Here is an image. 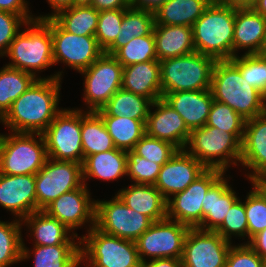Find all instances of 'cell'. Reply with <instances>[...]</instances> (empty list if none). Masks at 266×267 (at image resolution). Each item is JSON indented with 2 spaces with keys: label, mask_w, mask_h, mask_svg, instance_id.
I'll use <instances>...</instances> for the list:
<instances>
[{
  "label": "cell",
  "mask_w": 266,
  "mask_h": 267,
  "mask_svg": "<svg viewBox=\"0 0 266 267\" xmlns=\"http://www.w3.org/2000/svg\"><path fill=\"white\" fill-rule=\"evenodd\" d=\"M61 79H37L0 119L14 133H43L59 109Z\"/></svg>",
  "instance_id": "obj_1"
},
{
  "label": "cell",
  "mask_w": 266,
  "mask_h": 267,
  "mask_svg": "<svg viewBox=\"0 0 266 267\" xmlns=\"http://www.w3.org/2000/svg\"><path fill=\"white\" fill-rule=\"evenodd\" d=\"M16 35L4 56L8 57L7 66L28 72L38 79H62V72L48 77H39L37 73L54 65L51 37V17L34 19ZM38 71V72H37ZM37 72V73H36Z\"/></svg>",
  "instance_id": "obj_2"
},
{
  "label": "cell",
  "mask_w": 266,
  "mask_h": 267,
  "mask_svg": "<svg viewBox=\"0 0 266 267\" xmlns=\"http://www.w3.org/2000/svg\"><path fill=\"white\" fill-rule=\"evenodd\" d=\"M210 90L215 101L227 104L245 120L266 112L264 95L243 79L230 60H216Z\"/></svg>",
  "instance_id": "obj_3"
},
{
  "label": "cell",
  "mask_w": 266,
  "mask_h": 267,
  "mask_svg": "<svg viewBox=\"0 0 266 267\" xmlns=\"http://www.w3.org/2000/svg\"><path fill=\"white\" fill-rule=\"evenodd\" d=\"M234 22L235 6L211 2L192 26L195 52L215 60L233 58Z\"/></svg>",
  "instance_id": "obj_4"
},
{
  "label": "cell",
  "mask_w": 266,
  "mask_h": 267,
  "mask_svg": "<svg viewBox=\"0 0 266 267\" xmlns=\"http://www.w3.org/2000/svg\"><path fill=\"white\" fill-rule=\"evenodd\" d=\"M244 133H228L213 126L191 130L185 150L206 169L226 172L230 165L238 166Z\"/></svg>",
  "instance_id": "obj_5"
},
{
  "label": "cell",
  "mask_w": 266,
  "mask_h": 267,
  "mask_svg": "<svg viewBox=\"0 0 266 267\" xmlns=\"http://www.w3.org/2000/svg\"><path fill=\"white\" fill-rule=\"evenodd\" d=\"M80 258L81 263L88 262L86 267L143 266L135 242L106 234L95 226L80 237Z\"/></svg>",
  "instance_id": "obj_6"
},
{
  "label": "cell",
  "mask_w": 266,
  "mask_h": 267,
  "mask_svg": "<svg viewBox=\"0 0 266 267\" xmlns=\"http://www.w3.org/2000/svg\"><path fill=\"white\" fill-rule=\"evenodd\" d=\"M215 62L199 52L161 60L162 98L172 92L210 89Z\"/></svg>",
  "instance_id": "obj_7"
},
{
  "label": "cell",
  "mask_w": 266,
  "mask_h": 267,
  "mask_svg": "<svg viewBox=\"0 0 266 267\" xmlns=\"http://www.w3.org/2000/svg\"><path fill=\"white\" fill-rule=\"evenodd\" d=\"M37 136V138H35ZM48 159L41 133H3L0 137V173L35 175Z\"/></svg>",
  "instance_id": "obj_8"
},
{
  "label": "cell",
  "mask_w": 266,
  "mask_h": 267,
  "mask_svg": "<svg viewBox=\"0 0 266 267\" xmlns=\"http://www.w3.org/2000/svg\"><path fill=\"white\" fill-rule=\"evenodd\" d=\"M42 134L48 158L83 163L81 108H63Z\"/></svg>",
  "instance_id": "obj_9"
},
{
  "label": "cell",
  "mask_w": 266,
  "mask_h": 267,
  "mask_svg": "<svg viewBox=\"0 0 266 267\" xmlns=\"http://www.w3.org/2000/svg\"><path fill=\"white\" fill-rule=\"evenodd\" d=\"M153 221L129 208L115 194L111 200H95V227L102 232L135 242Z\"/></svg>",
  "instance_id": "obj_10"
},
{
  "label": "cell",
  "mask_w": 266,
  "mask_h": 267,
  "mask_svg": "<svg viewBox=\"0 0 266 267\" xmlns=\"http://www.w3.org/2000/svg\"><path fill=\"white\" fill-rule=\"evenodd\" d=\"M83 185L82 164L48 158L35 174L37 211L44 210L60 195Z\"/></svg>",
  "instance_id": "obj_11"
},
{
  "label": "cell",
  "mask_w": 266,
  "mask_h": 267,
  "mask_svg": "<svg viewBox=\"0 0 266 267\" xmlns=\"http://www.w3.org/2000/svg\"><path fill=\"white\" fill-rule=\"evenodd\" d=\"M123 68L113 55L103 53L91 66L80 72L84 75L86 111L100 110L121 89Z\"/></svg>",
  "instance_id": "obj_12"
},
{
  "label": "cell",
  "mask_w": 266,
  "mask_h": 267,
  "mask_svg": "<svg viewBox=\"0 0 266 267\" xmlns=\"http://www.w3.org/2000/svg\"><path fill=\"white\" fill-rule=\"evenodd\" d=\"M189 228L187 225L167 217L153 222L135 241L142 264L146 262L145 257H150L151 260L158 258L181 259Z\"/></svg>",
  "instance_id": "obj_13"
},
{
  "label": "cell",
  "mask_w": 266,
  "mask_h": 267,
  "mask_svg": "<svg viewBox=\"0 0 266 267\" xmlns=\"http://www.w3.org/2000/svg\"><path fill=\"white\" fill-rule=\"evenodd\" d=\"M51 37L54 65L61 62L79 73L104 53L95 36L75 35L65 31L52 17Z\"/></svg>",
  "instance_id": "obj_14"
},
{
  "label": "cell",
  "mask_w": 266,
  "mask_h": 267,
  "mask_svg": "<svg viewBox=\"0 0 266 267\" xmlns=\"http://www.w3.org/2000/svg\"><path fill=\"white\" fill-rule=\"evenodd\" d=\"M224 173L218 169H206L184 191L170 197L167 200V218L197 228L202 223L205 195Z\"/></svg>",
  "instance_id": "obj_15"
},
{
  "label": "cell",
  "mask_w": 266,
  "mask_h": 267,
  "mask_svg": "<svg viewBox=\"0 0 266 267\" xmlns=\"http://www.w3.org/2000/svg\"><path fill=\"white\" fill-rule=\"evenodd\" d=\"M232 242L215 231L189 228L184 242L182 267H225Z\"/></svg>",
  "instance_id": "obj_16"
},
{
  "label": "cell",
  "mask_w": 266,
  "mask_h": 267,
  "mask_svg": "<svg viewBox=\"0 0 266 267\" xmlns=\"http://www.w3.org/2000/svg\"><path fill=\"white\" fill-rule=\"evenodd\" d=\"M88 187L83 186L60 195L44 211L58 219L73 233V229L90 223L89 229L95 226V200L90 198ZM92 199V200H91Z\"/></svg>",
  "instance_id": "obj_17"
},
{
  "label": "cell",
  "mask_w": 266,
  "mask_h": 267,
  "mask_svg": "<svg viewBox=\"0 0 266 267\" xmlns=\"http://www.w3.org/2000/svg\"><path fill=\"white\" fill-rule=\"evenodd\" d=\"M205 170L206 168L185 149H178L171 159L161 166L154 186L168 200L170 196L184 191Z\"/></svg>",
  "instance_id": "obj_18"
},
{
  "label": "cell",
  "mask_w": 266,
  "mask_h": 267,
  "mask_svg": "<svg viewBox=\"0 0 266 267\" xmlns=\"http://www.w3.org/2000/svg\"><path fill=\"white\" fill-rule=\"evenodd\" d=\"M0 206L19 220L37 211L35 175L0 173Z\"/></svg>",
  "instance_id": "obj_19"
},
{
  "label": "cell",
  "mask_w": 266,
  "mask_h": 267,
  "mask_svg": "<svg viewBox=\"0 0 266 267\" xmlns=\"http://www.w3.org/2000/svg\"><path fill=\"white\" fill-rule=\"evenodd\" d=\"M152 107L156 108L153 112ZM190 132L182 117L163 98L152 102L146 122V134L168 141L178 149H184Z\"/></svg>",
  "instance_id": "obj_20"
},
{
  "label": "cell",
  "mask_w": 266,
  "mask_h": 267,
  "mask_svg": "<svg viewBox=\"0 0 266 267\" xmlns=\"http://www.w3.org/2000/svg\"><path fill=\"white\" fill-rule=\"evenodd\" d=\"M240 163L251 170L249 180L266 172V112L246 120Z\"/></svg>",
  "instance_id": "obj_21"
},
{
  "label": "cell",
  "mask_w": 266,
  "mask_h": 267,
  "mask_svg": "<svg viewBox=\"0 0 266 267\" xmlns=\"http://www.w3.org/2000/svg\"><path fill=\"white\" fill-rule=\"evenodd\" d=\"M265 31L266 17L252 7L235 6L233 57L238 56L239 49H246L247 55L260 54Z\"/></svg>",
  "instance_id": "obj_22"
},
{
  "label": "cell",
  "mask_w": 266,
  "mask_h": 267,
  "mask_svg": "<svg viewBox=\"0 0 266 267\" xmlns=\"http://www.w3.org/2000/svg\"><path fill=\"white\" fill-rule=\"evenodd\" d=\"M163 99L182 117L190 131L206 125L214 101L210 89L167 93Z\"/></svg>",
  "instance_id": "obj_23"
},
{
  "label": "cell",
  "mask_w": 266,
  "mask_h": 267,
  "mask_svg": "<svg viewBox=\"0 0 266 267\" xmlns=\"http://www.w3.org/2000/svg\"><path fill=\"white\" fill-rule=\"evenodd\" d=\"M121 88L145 96L152 102L162 98L160 61L135 63L124 67Z\"/></svg>",
  "instance_id": "obj_24"
},
{
  "label": "cell",
  "mask_w": 266,
  "mask_h": 267,
  "mask_svg": "<svg viewBox=\"0 0 266 267\" xmlns=\"http://www.w3.org/2000/svg\"><path fill=\"white\" fill-rule=\"evenodd\" d=\"M28 227L34 238V245L54 246L59 244H80V237L77 233L70 234V231L58 219L49 216L44 210L31 213L22 220ZM70 236V237H69ZM75 238L77 242H75Z\"/></svg>",
  "instance_id": "obj_25"
},
{
  "label": "cell",
  "mask_w": 266,
  "mask_h": 267,
  "mask_svg": "<svg viewBox=\"0 0 266 267\" xmlns=\"http://www.w3.org/2000/svg\"><path fill=\"white\" fill-rule=\"evenodd\" d=\"M223 175L206 193L202 203V230L216 231L223 223L232 204L239 198Z\"/></svg>",
  "instance_id": "obj_26"
},
{
  "label": "cell",
  "mask_w": 266,
  "mask_h": 267,
  "mask_svg": "<svg viewBox=\"0 0 266 267\" xmlns=\"http://www.w3.org/2000/svg\"><path fill=\"white\" fill-rule=\"evenodd\" d=\"M117 195L129 208L153 222L167 217V200L154 185L133 183L119 190Z\"/></svg>",
  "instance_id": "obj_27"
},
{
  "label": "cell",
  "mask_w": 266,
  "mask_h": 267,
  "mask_svg": "<svg viewBox=\"0 0 266 267\" xmlns=\"http://www.w3.org/2000/svg\"><path fill=\"white\" fill-rule=\"evenodd\" d=\"M153 35L158 61L195 52L192 27L154 24Z\"/></svg>",
  "instance_id": "obj_28"
},
{
  "label": "cell",
  "mask_w": 266,
  "mask_h": 267,
  "mask_svg": "<svg viewBox=\"0 0 266 267\" xmlns=\"http://www.w3.org/2000/svg\"><path fill=\"white\" fill-rule=\"evenodd\" d=\"M127 154L120 149L100 152L87 156L82 163L83 181L97 178L103 181H113L126 175Z\"/></svg>",
  "instance_id": "obj_29"
},
{
  "label": "cell",
  "mask_w": 266,
  "mask_h": 267,
  "mask_svg": "<svg viewBox=\"0 0 266 267\" xmlns=\"http://www.w3.org/2000/svg\"><path fill=\"white\" fill-rule=\"evenodd\" d=\"M34 259L33 267H80V244L54 246L33 245V250L22 242L21 260Z\"/></svg>",
  "instance_id": "obj_30"
},
{
  "label": "cell",
  "mask_w": 266,
  "mask_h": 267,
  "mask_svg": "<svg viewBox=\"0 0 266 267\" xmlns=\"http://www.w3.org/2000/svg\"><path fill=\"white\" fill-rule=\"evenodd\" d=\"M210 0H168L154 12V24L192 27Z\"/></svg>",
  "instance_id": "obj_31"
},
{
  "label": "cell",
  "mask_w": 266,
  "mask_h": 267,
  "mask_svg": "<svg viewBox=\"0 0 266 267\" xmlns=\"http://www.w3.org/2000/svg\"><path fill=\"white\" fill-rule=\"evenodd\" d=\"M152 101L145 96L119 89L109 101L96 112L101 117H127L147 120Z\"/></svg>",
  "instance_id": "obj_32"
},
{
  "label": "cell",
  "mask_w": 266,
  "mask_h": 267,
  "mask_svg": "<svg viewBox=\"0 0 266 267\" xmlns=\"http://www.w3.org/2000/svg\"><path fill=\"white\" fill-rule=\"evenodd\" d=\"M81 136L84 159L116 148L101 116L95 111L81 109Z\"/></svg>",
  "instance_id": "obj_33"
},
{
  "label": "cell",
  "mask_w": 266,
  "mask_h": 267,
  "mask_svg": "<svg viewBox=\"0 0 266 267\" xmlns=\"http://www.w3.org/2000/svg\"><path fill=\"white\" fill-rule=\"evenodd\" d=\"M154 13L146 10L127 8L123 15L121 28L115 41L104 51L113 55L120 47L126 45L134 37L149 35L153 31Z\"/></svg>",
  "instance_id": "obj_34"
},
{
  "label": "cell",
  "mask_w": 266,
  "mask_h": 267,
  "mask_svg": "<svg viewBox=\"0 0 266 267\" xmlns=\"http://www.w3.org/2000/svg\"><path fill=\"white\" fill-rule=\"evenodd\" d=\"M99 11L91 5H78L63 9L52 18L65 30L75 35L94 36Z\"/></svg>",
  "instance_id": "obj_35"
},
{
  "label": "cell",
  "mask_w": 266,
  "mask_h": 267,
  "mask_svg": "<svg viewBox=\"0 0 266 267\" xmlns=\"http://www.w3.org/2000/svg\"><path fill=\"white\" fill-rule=\"evenodd\" d=\"M37 79L28 72L7 65L0 69V119L10 109L12 103Z\"/></svg>",
  "instance_id": "obj_36"
},
{
  "label": "cell",
  "mask_w": 266,
  "mask_h": 267,
  "mask_svg": "<svg viewBox=\"0 0 266 267\" xmlns=\"http://www.w3.org/2000/svg\"><path fill=\"white\" fill-rule=\"evenodd\" d=\"M117 149L133 150L135 144L146 134L147 120L127 117H101Z\"/></svg>",
  "instance_id": "obj_37"
},
{
  "label": "cell",
  "mask_w": 266,
  "mask_h": 267,
  "mask_svg": "<svg viewBox=\"0 0 266 267\" xmlns=\"http://www.w3.org/2000/svg\"><path fill=\"white\" fill-rule=\"evenodd\" d=\"M22 220L12 222L0 220V267L20 263L22 255Z\"/></svg>",
  "instance_id": "obj_38"
},
{
  "label": "cell",
  "mask_w": 266,
  "mask_h": 267,
  "mask_svg": "<svg viewBox=\"0 0 266 267\" xmlns=\"http://www.w3.org/2000/svg\"><path fill=\"white\" fill-rule=\"evenodd\" d=\"M113 56L123 67L158 60L153 31L149 35L132 38L126 45L120 47Z\"/></svg>",
  "instance_id": "obj_39"
},
{
  "label": "cell",
  "mask_w": 266,
  "mask_h": 267,
  "mask_svg": "<svg viewBox=\"0 0 266 267\" xmlns=\"http://www.w3.org/2000/svg\"><path fill=\"white\" fill-rule=\"evenodd\" d=\"M230 61L239 69L243 79L260 91L266 99V55L243 54Z\"/></svg>",
  "instance_id": "obj_40"
},
{
  "label": "cell",
  "mask_w": 266,
  "mask_h": 267,
  "mask_svg": "<svg viewBox=\"0 0 266 267\" xmlns=\"http://www.w3.org/2000/svg\"><path fill=\"white\" fill-rule=\"evenodd\" d=\"M246 120L227 104L213 101L207 126H213L228 133H244Z\"/></svg>",
  "instance_id": "obj_41"
},
{
  "label": "cell",
  "mask_w": 266,
  "mask_h": 267,
  "mask_svg": "<svg viewBox=\"0 0 266 267\" xmlns=\"http://www.w3.org/2000/svg\"><path fill=\"white\" fill-rule=\"evenodd\" d=\"M126 176L137 184L154 185L157 181L161 165L141 157L133 150L126 151Z\"/></svg>",
  "instance_id": "obj_42"
},
{
  "label": "cell",
  "mask_w": 266,
  "mask_h": 267,
  "mask_svg": "<svg viewBox=\"0 0 266 267\" xmlns=\"http://www.w3.org/2000/svg\"><path fill=\"white\" fill-rule=\"evenodd\" d=\"M133 151L141 157L162 166L171 159V157L178 151V148L168 141L145 134L135 144Z\"/></svg>",
  "instance_id": "obj_43"
},
{
  "label": "cell",
  "mask_w": 266,
  "mask_h": 267,
  "mask_svg": "<svg viewBox=\"0 0 266 267\" xmlns=\"http://www.w3.org/2000/svg\"><path fill=\"white\" fill-rule=\"evenodd\" d=\"M126 9L127 8L99 11L98 24L94 36L96 37L99 46L104 51L117 38Z\"/></svg>",
  "instance_id": "obj_44"
},
{
  "label": "cell",
  "mask_w": 266,
  "mask_h": 267,
  "mask_svg": "<svg viewBox=\"0 0 266 267\" xmlns=\"http://www.w3.org/2000/svg\"><path fill=\"white\" fill-rule=\"evenodd\" d=\"M238 198L230 207L222 225L215 231L219 233L224 239L231 242L232 236L248 238V223L246 212L244 209V202Z\"/></svg>",
  "instance_id": "obj_45"
},
{
  "label": "cell",
  "mask_w": 266,
  "mask_h": 267,
  "mask_svg": "<svg viewBox=\"0 0 266 267\" xmlns=\"http://www.w3.org/2000/svg\"><path fill=\"white\" fill-rule=\"evenodd\" d=\"M244 209L248 223V243L254 235L266 229V201L254 187L245 198Z\"/></svg>",
  "instance_id": "obj_46"
},
{
  "label": "cell",
  "mask_w": 266,
  "mask_h": 267,
  "mask_svg": "<svg viewBox=\"0 0 266 267\" xmlns=\"http://www.w3.org/2000/svg\"><path fill=\"white\" fill-rule=\"evenodd\" d=\"M27 21L21 16L8 11H0V57H3L11 42Z\"/></svg>",
  "instance_id": "obj_47"
},
{
  "label": "cell",
  "mask_w": 266,
  "mask_h": 267,
  "mask_svg": "<svg viewBox=\"0 0 266 267\" xmlns=\"http://www.w3.org/2000/svg\"><path fill=\"white\" fill-rule=\"evenodd\" d=\"M264 262L265 260L244 242L231 245L225 267H263Z\"/></svg>",
  "instance_id": "obj_48"
},
{
  "label": "cell",
  "mask_w": 266,
  "mask_h": 267,
  "mask_svg": "<svg viewBox=\"0 0 266 267\" xmlns=\"http://www.w3.org/2000/svg\"><path fill=\"white\" fill-rule=\"evenodd\" d=\"M0 11L21 15L27 22L36 19V16L31 15L26 0H0Z\"/></svg>",
  "instance_id": "obj_49"
},
{
  "label": "cell",
  "mask_w": 266,
  "mask_h": 267,
  "mask_svg": "<svg viewBox=\"0 0 266 267\" xmlns=\"http://www.w3.org/2000/svg\"><path fill=\"white\" fill-rule=\"evenodd\" d=\"M91 6L97 11L123 9L130 7V0H93Z\"/></svg>",
  "instance_id": "obj_50"
},
{
  "label": "cell",
  "mask_w": 266,
  "mask_h": 267,
  "mask_svg": "<svg viewBox=\"0 0 266 267\" xmlns=\"http://www.w3.org/2000/svg\"><path fill=\"white\" fill-rule=\"evenodd\" d=\"M248 245L264 260H266V229L254 235Z\"/></svg>",
  "instance_id": "obj_51"
},
{
  "label": "cell",
  "mask_w": 266,
  "mask_h": 267,
  "mask_svg": "<svg viewBox=\"0 0 266 267\" xmlns=\"http://www.w3.org/2000/svg\"><path fill=\"white\" fill-rule=\"evenodd\" d=\"M168 0H130V7L139 10L155 12Z\"/></svg>",
  "instance_id": "obj_52"
},
{
  "label": "cell",
  "mask_w": 266,
  "mask_h": 267,
  "mask_svg": "<svg viewBox=\"0 0 266 267\" xmlns=\"http://www.w3.org/2000/svg\"><path fill=\"white\" fill-rule=\"evenodd\" d=\"M142 267H182V260L176 258H158L146 261Z\"/></svg>",
  "instance_id": "obj_53"
},
{
  "label": "cell",
  "mask_w": 266,
  "mask_h": 267,
  "mask_svg": "<svg viewBox=\"0 0 266 267\" xmlns=\"http://www.w3.org/2000/svg\"><path fill=\"white\" fill-rule=\"evenodd\" d=\"M50 7L53 9V12L51 14L46 15H40L36 16V19H46L54 16L59 11L72 7L73 6V0H47Z\"/></svg>",
  "instance_id": "obj_54"
},
{
  "label": "cell",
  "mask_w": 266,
  "mask_h": 267,
  "mask_svg": "<svg viewBox=\"0 0 266 267\" xmlns=\"http://www.w3.org/2000/svg\"><path fill=\"white\" fill-rule=\"evenodd\" d=\"M249 181L266 201V179L263 176H259Z\"/></svg>",
  "instance_id": "obj_55"
},
{
  "label": "cell",
  "mask_w": 266,
  "mask_h": 267,
  "mask_svg": "<svg viewBox=\"0 0 266 267\" xmlns=\"http://www.w3.org/2000/svg\"><path fill=\"white\" fill-rule=\"evenodd\" d=\"M257 0H227V3L236 7H251Z\"/></svg>",
  "instance_id": "obj_56"
},
{
  "label": "cell",
  "mask_w": 266,
  "mask_h": 267,
  "mask_svg": "<svg viewBox=\"0 0 266 267\" xmlns=\"http://www.w3.org/2000/svg\"><path fill=\"white\" fill-rule=\"evenodd\" d=\"M257 13H260L264 17H266V0H257L251 6Z\"/></svg>",
  "instance_id": "obj_57"
},
{
  "label": "cell",
  "mask_w": 266,
  "mask_h": 267,
  "mask_svg": "<svg viewBox=\"0 0 266 267\" xmlns=\"http://www.w3.org/2000/svg\"><path fill=\"white\" fill-rule=\"evenodd\" d=\"M93 0H73V6L91 5Z\"/></svg>",
  "instance_id": "obj_58"
},
{
  "label": "cell",
  "mask_w": 266,
  "mask_h": 267,
  "mask_svg": "<svg viewBox=\"0 0 266 267\" xmlns=\"http://www.w3.org/2000/svg\"><path fill=\"white\" fill-rule=\"evenodd\" d=\"M260 55H266V31H265V38H264V42L261 48V53Z\"/></svg>",
  "instance_id": "obj_59"
},
{
  "label": "cell",
  "mask_w": 266,
  "mask_h": 267,
  "mask_svg": "<svg viewBox=\"0 0 266 267\" xmlns=\"http://www.w3.org/2000/svg\"><path fill=\"white\" fill-rule=\"evenodd\" d=\"M211 2H225L227 3V0H210Z\"/></svg>",
  "instance_id": "obj_60"
},
{
  "label": "cell",
  "mask_w": 266,
  "mask_h": 267,
  "mask_svg": "<svg viewBox=\"0 0 266 267\" xmlns=\"http://www.w3.org/2000/svg\"><path fill=\"white\" fill-rule=\"evenodd\" d=\"M262 176L266 179V172Z\"/></svg>",
  "instance_id": "obj_61"
}]
</instances>
